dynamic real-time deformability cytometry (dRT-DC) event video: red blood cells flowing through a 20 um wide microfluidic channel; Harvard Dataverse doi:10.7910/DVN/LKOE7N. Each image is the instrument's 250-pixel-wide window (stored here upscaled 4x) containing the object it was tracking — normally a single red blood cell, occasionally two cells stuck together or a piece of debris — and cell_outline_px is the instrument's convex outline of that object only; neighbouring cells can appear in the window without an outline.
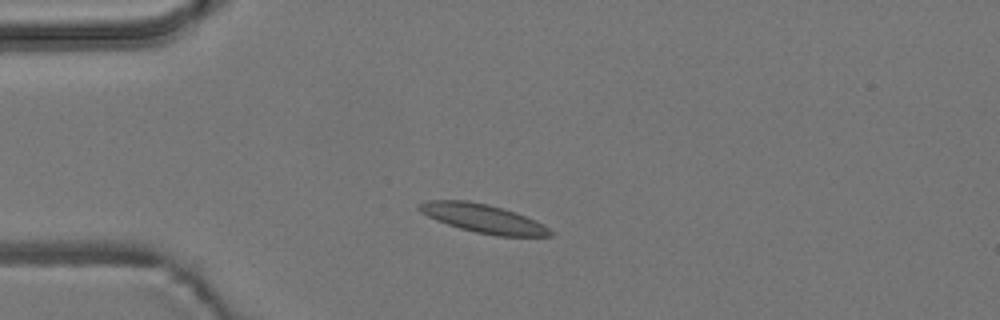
{"species": "common noctule bat (a hibernating species)", "species_latin": "Nyctalus noctula", "temperature_condition": "room temperature", "stored_images_in_passage": 6, "camera_frame_rate_fps": 3000, "um_per_image_px": 0.085, "animal": {"sex": "male", "body_mass_g": 19.2, "forearm_length_mm": 51.8}, "frame": {"image": 1, "passage_image": 2, "time_ms": 1.0, "image_size_px": [1000, 320], "cell_outline_px": [[552, 236], [496, 236], [476, 232], [460, 228], [436, 220], [420, 212], [416, 208], [416, 204], [428, 200], [468, 200], [488, 204], [516, 212], [536, 220], [548, 228], [552, 232]], "centroid_in_image_um": [41.03, 18.55], "position_along_channel_um": 44.0, "area_um2": 21.91}}
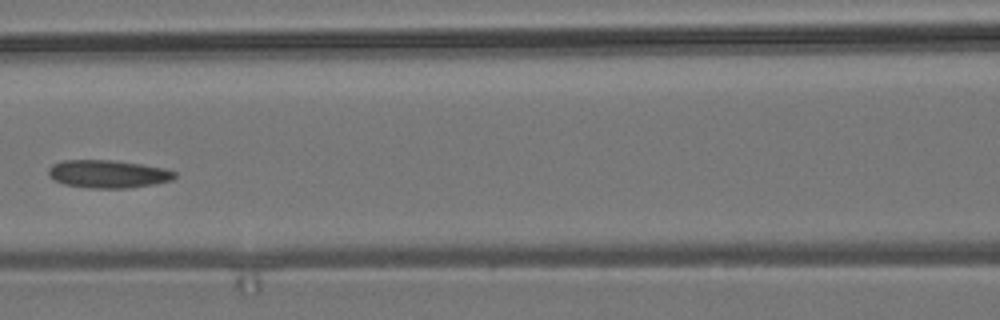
{"frame": {"image": 2, "passage_image": 5, "time_ms": 4.667, "image_size_px": [1000, 320], "cell_outline_px": [[176, 176], [172, 180], [156, 184], [128, 188], [88, 188], [64, 184], [48, 176], [48, 168], [52, 164], [64, 160], [112, 160], [140, 164], [164, 168], [176, 172]], "centroid_in_image_um": [9.18, 14.79], "position_along_channel_um": 157.4, "area_um2": 20.58}}
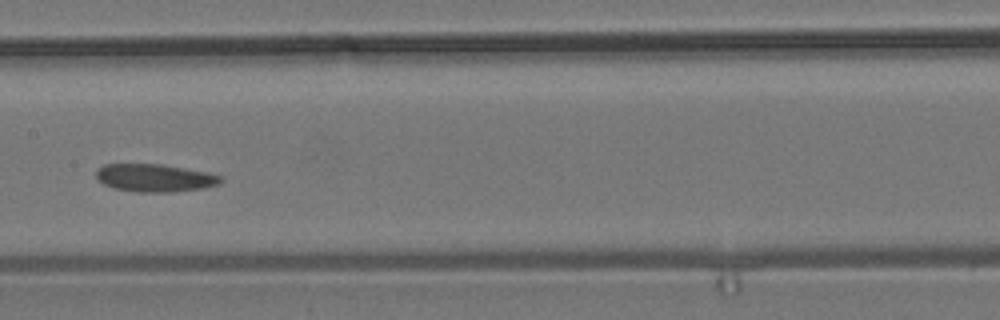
{"frame": {"image": 3, "passage_image": 6, "time_ms": 5.667, "image_size_px": [1000, 320], "cell_outline_px": [[224, 180], [220, 184], [204, 188], [172, 192], [136, 192], [116, 188], [104, 184], [96, 176], [96, 168], [104, 164], [160, 164], [208, 172], [220, 176]], "centroid_in_image_um": [13.18, 15.12], "position_along_channel_um": 194.2, "area_um2": 20.17}}